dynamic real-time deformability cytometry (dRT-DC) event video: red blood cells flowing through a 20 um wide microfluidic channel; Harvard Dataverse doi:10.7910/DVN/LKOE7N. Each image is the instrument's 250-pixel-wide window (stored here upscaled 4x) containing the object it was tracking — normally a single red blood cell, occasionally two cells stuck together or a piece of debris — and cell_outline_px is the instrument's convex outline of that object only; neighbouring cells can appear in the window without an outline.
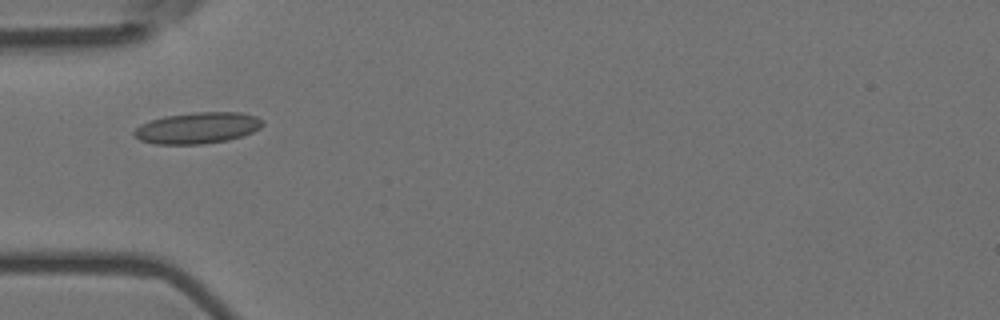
{"species": "Egyptian fruit bat (a non-hibernating species)", "species_latin": "Rousettus aegyptiacus", "temperature_condition": "room temperature", "stored_images_in_passage": 10, "camera_frame_rate_fps": 3000, "um_per_image_px": 0.085, "animal": {"sex": "female"}, "frame": {"image": 1, "passage_image": 2, "time_ms": 0.333, "image_size_px": [1000, 320], "cell_outline_px": [[264, 124], [260, 128], [244, 136], [228, 140], [200, 144], [152, 144], [140, 140], [132, 132], [140, 124], [164, 116], [192, 112], [240, 112], [256, 116], [264, 120]], "centroid_in_image_um": [16.81, 10.87], "position_along_channel_um": 68.2, "area_um2": 23.58}}
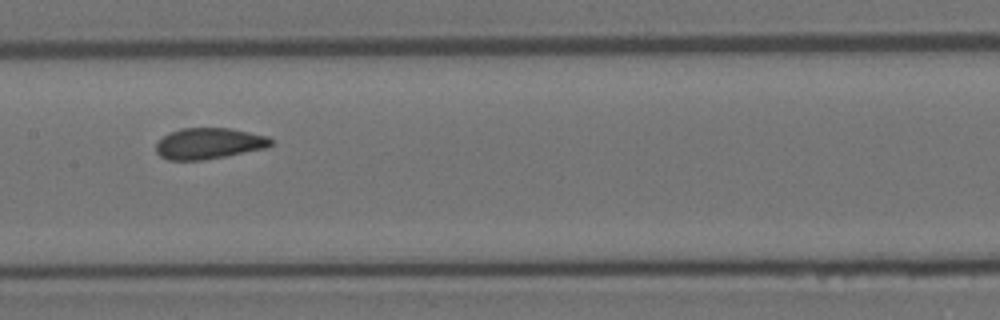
{"frame": {"image": 2, "passage_image": 5, "time_ms": 1.333, "image_size_px": [1000, 320], "cell_outline_px": [[272, 144], [268, 148], [224, 156], [200, 160], [168, 160], [160, 156], [156, 152], [156, 144], [168, 132], [180, 128], [228, 128], [268, 136], [272, 140]], "centroid_in_image_um": [17.75, 12.19], "position_along_channel_um": 189.7, "area_um2": 20.75}}
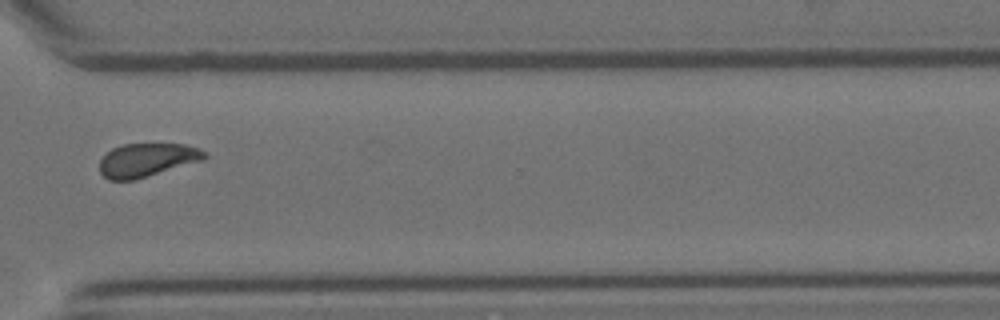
{"frame": {"image": 3, "passage_image": 9, "time_ms": 2.667, "image_size_px": [1000, 320], "cell_outline_px": [[208, 156], [204, 160], [136, 180], [108, 180], [100, 172], [100, 160], [112, 148], [124, 144], [184, 144], [196, 148], [204, 152]], "centroid_in_image_um": [12.49, 13.61], "position_along_channel_um": 358.1, "area_um2": 20.46}}